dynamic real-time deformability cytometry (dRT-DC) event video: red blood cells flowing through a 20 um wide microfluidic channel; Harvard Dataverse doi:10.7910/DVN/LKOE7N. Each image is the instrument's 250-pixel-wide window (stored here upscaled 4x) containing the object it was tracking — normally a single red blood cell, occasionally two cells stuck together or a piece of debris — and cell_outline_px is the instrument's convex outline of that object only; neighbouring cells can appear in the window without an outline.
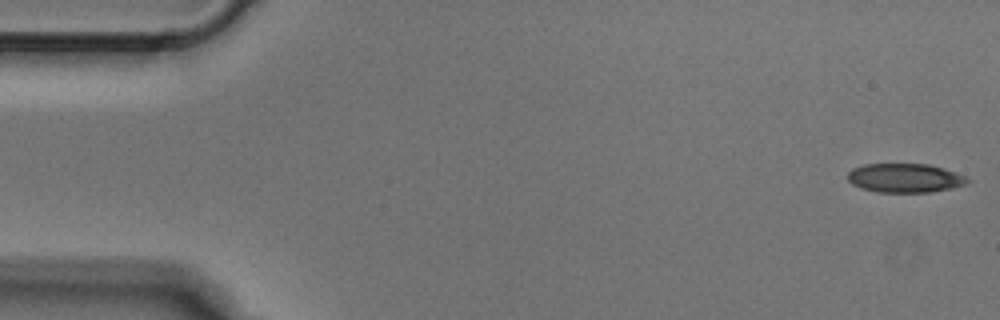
{"species": "Egyptian fruit bat (a non-hibernating species)", "species_latin": "Rousettus aegyptiacus", "temperature_condition": "cold", "stored_images_in_passage": 6, "camera_frame_rate_fps": 3000, "um_per_image_px": 0.085, "animal": {"sex": "male"}, "frame": {"image": 1, "passage_image": 1, "time_ms": 0.0, "image_size_px": [1000, 320], "cell_outline_px": [[972, 180], [964, 184], [952, 188], [932, 192], [876, 192], [860, 188], [852, 184], [848, 180], [848, 172], [852, 168], [864, 164], [928, 164], [944, 168], [956, 172]], "centroid_in_image_um": [76.9, 15.13], "position_along_channel_um": 8.1, "area_um2": 20.35}}
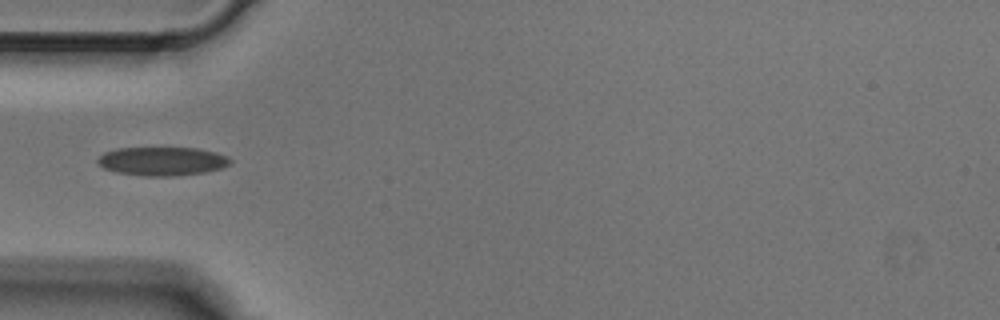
{"frame": {"image": 2, "passage_image": 5, "time_ms": 1.333, "image_size_px": [1000, 320], "cell_outline_px": [[232, 164], [224, 168], [204, 172], [176, 176], [144, 176], [116, 172], [104, 168], [96, 160], [104, 152], [116, 148], [196, 148], [216, 152], [228, 156], [232, 160]], "centroid_in_image_um": [13.83, 13.7], "position_along_channel_um": 71.2, "area_um2": 22.31}}
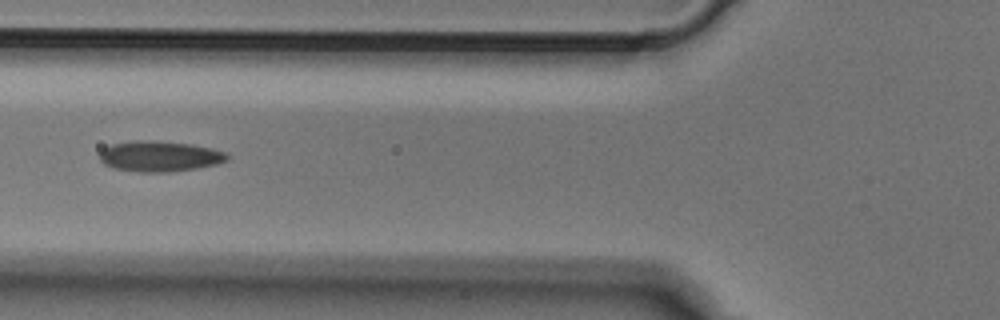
{"frame": {"image": 3, "passage_image": 6, "time_ms": 1.667, "image_size_px": [1000, 320], "cell_outline_px": [[228, 160], [216, 164], [196, 168], [168, 172], [140, 172], [112, 168], [104, 164], [100, 160], [100, 152], [104, 148], [112, 144], [136, 140], [156, 140], [192, 144], [212, 148], [224, 152], [228, 156]], "centroid_in_image_um": [13.55, 13.28], "position_along_channel_um": 112.2, "area_um2": 22.77}}